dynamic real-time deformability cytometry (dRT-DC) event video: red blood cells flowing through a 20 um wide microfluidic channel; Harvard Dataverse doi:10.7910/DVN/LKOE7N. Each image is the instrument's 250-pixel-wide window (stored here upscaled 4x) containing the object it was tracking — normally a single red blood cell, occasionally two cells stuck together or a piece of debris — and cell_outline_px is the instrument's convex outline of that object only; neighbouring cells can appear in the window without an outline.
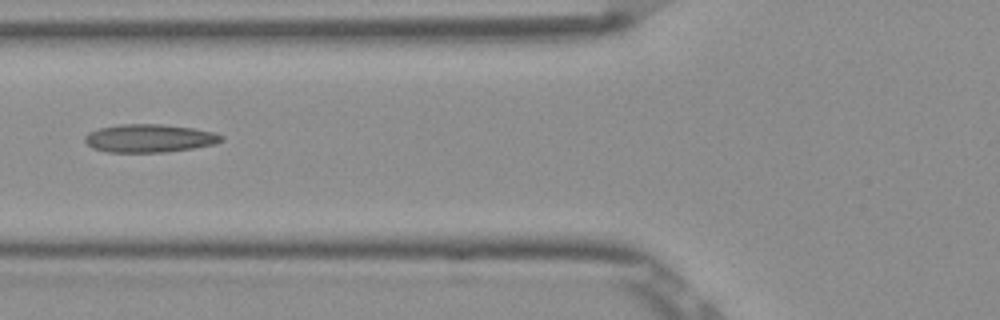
{"species": "Egyptian fruit bat (a non-hibernating species)", "species_latin": "Rousettus aegyptiacus", "temperature_condition": "room temperature", "stored_images_in_passage": 7, "camera_frame_rate_fps": 3000, "um_per_image_px": 0.085, "frame": {"image": 1, "passage_image": 6, "time_ms": 1.667, "image_size_px": [1000, 320], "cell_outline_px": [[224, 140], [216, 144], [192, 148], [164, 152], [108, 152], [92, 148], [84, 140], [84, 136], [88, 132], [100, 128], [120, 124], [160, 124], [192, 128], [212, 132], [224, 136]], "centroid_in_image_um": [12.69, 11.75], "position_along_channel_um": 113.1, "area_um2": 22.31}}
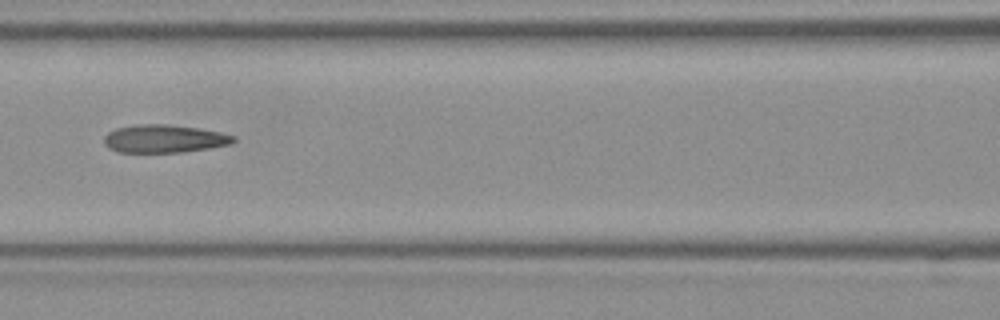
{"frame": {"image": 2, "passage_image": 7, "time_ms": 2.0, "image_size_px": [1000, 320], "cell_outline_px": [[236, 140], [232, 144], [208, 148], [180, 152], [120, 152], [108, 148], [104, 144], [104, 136], [108, 132], [116, 128], [136, 124], [168, 124], [200, 128], [220, 132], [236, 136]], "centroid_in_image_um": [13.96, 11.78], "position_along_channel_um": 152.6, "area_um2": 21.21}}